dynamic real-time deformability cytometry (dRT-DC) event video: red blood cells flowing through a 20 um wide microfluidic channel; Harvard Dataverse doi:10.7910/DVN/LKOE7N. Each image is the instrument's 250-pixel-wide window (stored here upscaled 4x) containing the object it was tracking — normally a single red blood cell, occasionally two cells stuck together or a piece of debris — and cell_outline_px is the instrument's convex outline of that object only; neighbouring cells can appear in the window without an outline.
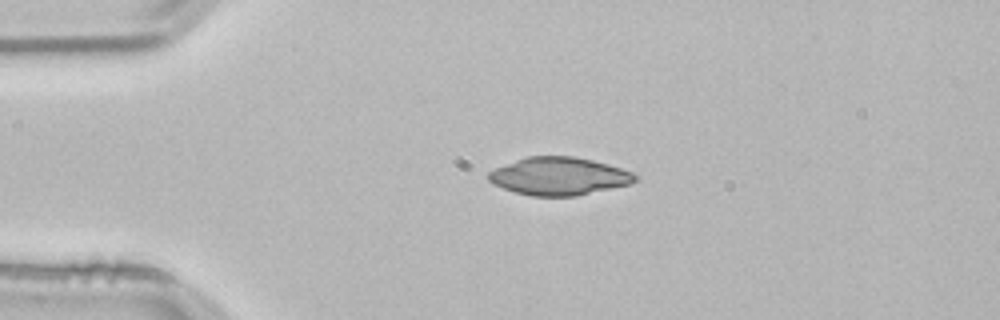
{"species": "common noctule bat (a hibernating species)", "species_latin": "Nyctalus noctula", "temperature_condition": "room temperature", "stored_images_in_passage": 42, "camera_frame_rate_fps": 3000, "um_per_image_px": 0.085, "animal": {"sex": "male", "body_mass_g": 21.5, "forearm_length_mm": 52.0}, "frame": {"image": 1, "passage_image": 1, "time_ms": 0.0, "image_size_px": [1000, 320], "cell_outline_px": [[636, 180], [632, 184], [576, 196], [532, 196], [516, 192], [492, 184], [484, 176], [488, 172], [496, 168], [516, 160], [528, 156], [572, 156], [592, 160], [608, 164], [632, 172], [636, 176]], "centroid_in_image_um": [47.49, 14.98], "position_along_channel_um": 37.5, "area_um2": 32.31}}
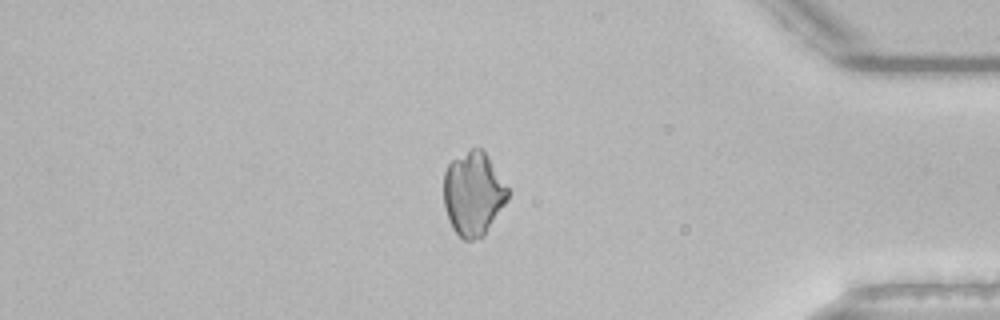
{"frame": {"image": 2, "passage_image": 34, "time_ms": 11.0, "image_size_px": [1000, 320], "cell_outline_px": [[508, 200], [484, 236], [480, 240], [464, 240], [452, 228], [448, 220], [444, 204], [444, 172], [448, 164], [452, 160], [472, 148], [480, 148], [488, 156], [508, 188]], "centroid_in_image_um": [40.23, 16.5], "position_along_channel_um": 395.0, "area_um2": 31.33}}